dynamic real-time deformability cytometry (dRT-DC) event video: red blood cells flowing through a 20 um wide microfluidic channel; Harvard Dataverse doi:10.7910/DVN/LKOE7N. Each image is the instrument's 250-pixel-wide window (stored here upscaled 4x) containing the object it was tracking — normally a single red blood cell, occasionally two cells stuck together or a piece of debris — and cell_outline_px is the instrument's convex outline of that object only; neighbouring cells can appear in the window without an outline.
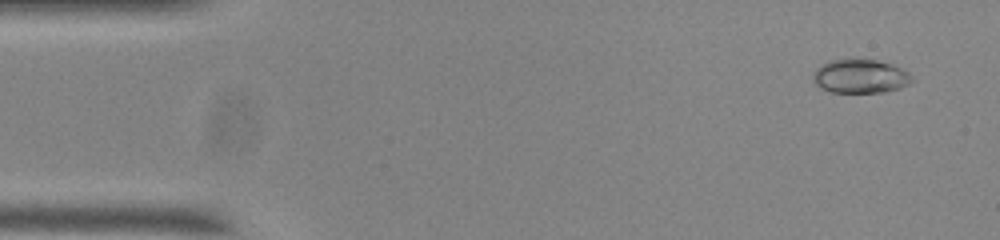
{"species": "common noctule bat (a hibernating species)", "species_latin": "Nyctalus noctula", "temperature_condition": "room temperature", "stored_images_in_passage": 53, "camera_frame_rate_fps": 3000, "um_per_image_px": 0.085, "animal": {"sex": "male", "body_mass_g": 20.0, "forearm_length_mm": 53.3}, "frame": {"image": 1, "passage_image": 2, "time_ms": 0.333, "image_size_px": [1000, 240], "cell_outline_px": [[916, 80], [900, 88], [884, 92], [832, 92], [820, 88], [812, 80], [812, 76], [816, 68], [828, 60], [856, 56], [876, 60], [892, 64], [908, 72]], "centroid_in_image_um": [73.11, 6.44], "position_along_channel_um": 11.9, "area_um2": 20.17}}
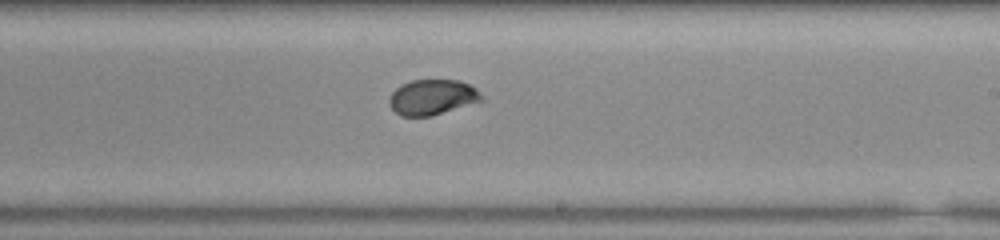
{"frame": {"image": 2, "passage_image": 30, "time_ms": 9.667, "image_size_px": [1000, 240], "cell_outline_px": [[484, 100], [432, 116], [400, 116], [388, 104], [388, 100], [392, 92], [400, 84], [412, 80], [460, 80], [476, 88], [484, 96]], "centroid_in_image_um": [36.75, 8.26], "position_along_channel_um": 252.3, "area_um2": 19.19}}
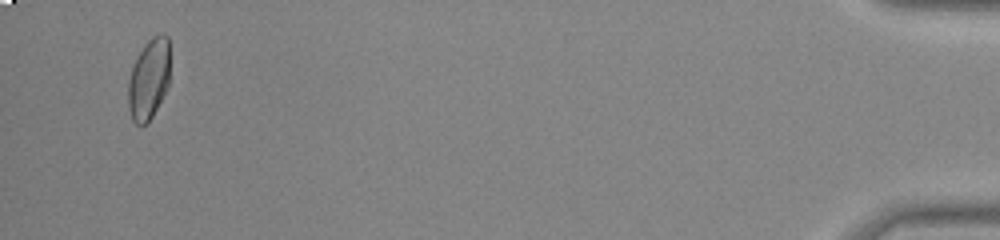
{"frame": {"image": 3, "passage_image": 51, "time_ms": 16.667, "image_size_px": [1000, 240], "cell_outline_px": [[168, 88], [152, 116], [144, 124], [136, 124], [132, 120], [128, 108], [128, 80], [136, 56], [144, 44], [152, 36], [160, 32], [164, 32], [168, 36]], "centroid_in_image_um": [12.63, 6.68], "position_along_channel_um": 422.6, "area_um2": 19.71}, "authors_computed_cell_mechanics": {"area_um2": 19.4786, "velocity_mm_per_s": 3.719, "shape_relaxation_time_tau1_ms": 6.4918, "shape_relaxation_time_tau2_ms": null, "deformation_change_tau1": 0.1691, "deformation_change_tau2": null}}